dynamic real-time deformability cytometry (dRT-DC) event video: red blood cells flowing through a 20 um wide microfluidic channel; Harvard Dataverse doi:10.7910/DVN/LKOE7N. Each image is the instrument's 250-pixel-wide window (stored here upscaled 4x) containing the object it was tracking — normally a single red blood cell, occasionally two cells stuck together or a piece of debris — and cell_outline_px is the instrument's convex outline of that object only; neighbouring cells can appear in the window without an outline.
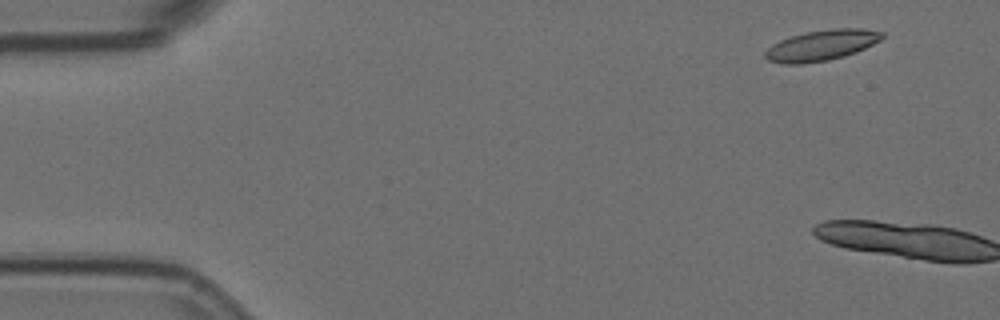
{"species": "Egyptian fruit bat (a non-hibernating species)", "species_latin": "Rousettus aegyptiacus", "temperature_condition": "room temperature", "stored_images_in_passage": 2, "camera_frame_rate_fps": 3000, "um_per_image_px": 0.085, "animal": {"sex": "female"}, "frame": {"image": 1, "passage_image": 2, "time_ms": 0.333, "image_size_px": [1000, 320], "cell_outline_px": [[884, 36], [880, 40], [856, 52], [844, 56], [828, 60], [800, 64], [780, 64], [768, 60], [764, 56], [764, 52], [772, 44], [780, 40], [804, 32], [832, 28], [860, 28], [884, 32]], "centroid_in_image_um": [69.8, 3.85], "position_along_channel_um": 15.2, "area_um2": 20.92}}